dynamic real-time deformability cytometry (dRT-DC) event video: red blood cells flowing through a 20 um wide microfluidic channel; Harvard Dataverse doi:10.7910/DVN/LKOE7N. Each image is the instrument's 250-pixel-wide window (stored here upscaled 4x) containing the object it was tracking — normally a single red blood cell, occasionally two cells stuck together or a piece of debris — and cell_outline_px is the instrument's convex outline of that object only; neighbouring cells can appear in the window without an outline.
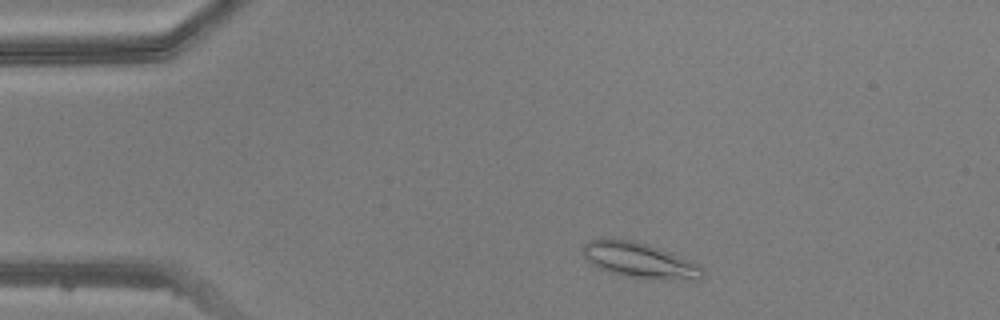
{"species": "common noctule bat (a hibernating species)", "species_latin": "Nyctalus noctula", "temperature_condition": "warm", "stored_images_in_passage": 45, "camera_frame_rate_fps": 3000, "um_per_image_px": 0.085, "animal": {"sex": "male", "body_mass_g": 20.5, "forearm_length_mm": 52.5}, "frame": {"image": 1, "passage_image": 4, "time_ms": 1.0, "image_size_px": [1000, 320], "cell_outline_px": [[704, 276], [700, 280], [648, 280], [608, 272], [592, 264], [584, 256], [584, 244], [588, 240], [600, 236], [612, 236], [636, 240], [700, 264], [704, 268]], "centroid_in_image_um": [54.36, 22.11], "position_along_channel_um": 30.6, "area_um2": 25.43}}
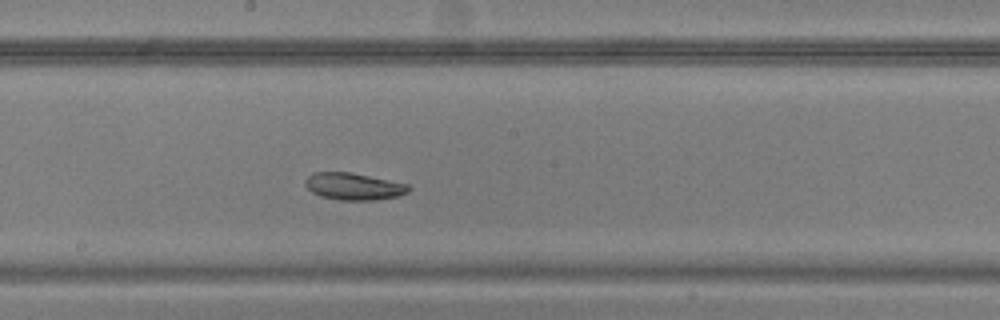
{"frame": {"image": 2, "passage_image": 22, "time_ms": 7.0, "image_size_px": [1000, 320], "cell_outline_px": [[412, 188], [408, 192], [396, 196], [376, 200], [340, 200], [320, 196], [312, 192], [304, 184], [304, 180], [312, 172], [352, 172], [408, 184]], "centroid_in_image_um": [30.05, 15.84], "position_along_channel_um": 218.2, "area_um2": 16.36}}
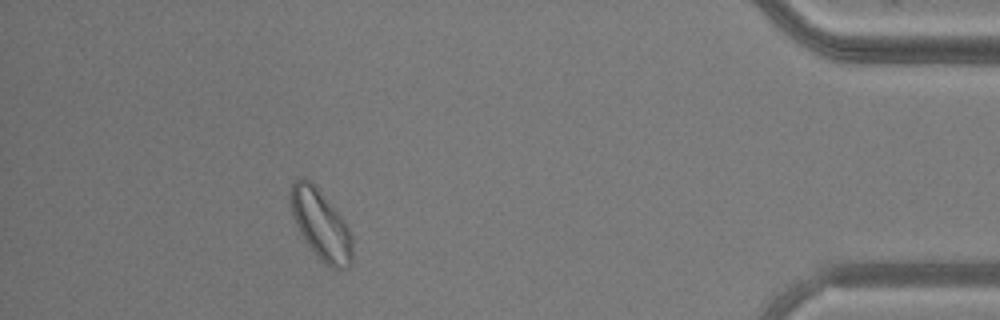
{"frame": {"image": 3, "passage_image": 40, "time_ms": 13.0, "image_size_px": [1000, 320], "cell_outline_px": [[352, 264], [348, 268], [336, 272], [320, 260], [308, 244], [300, 232], [292, 216], [288, 196], [288, 192], [292, 180], [300, 176], [312, 180], [344, 220], [352, 236]], "centroid_in_image_um": [27.25, 19.07], "position_along_channel_um": 408.0, "area_um2": 25.84}}